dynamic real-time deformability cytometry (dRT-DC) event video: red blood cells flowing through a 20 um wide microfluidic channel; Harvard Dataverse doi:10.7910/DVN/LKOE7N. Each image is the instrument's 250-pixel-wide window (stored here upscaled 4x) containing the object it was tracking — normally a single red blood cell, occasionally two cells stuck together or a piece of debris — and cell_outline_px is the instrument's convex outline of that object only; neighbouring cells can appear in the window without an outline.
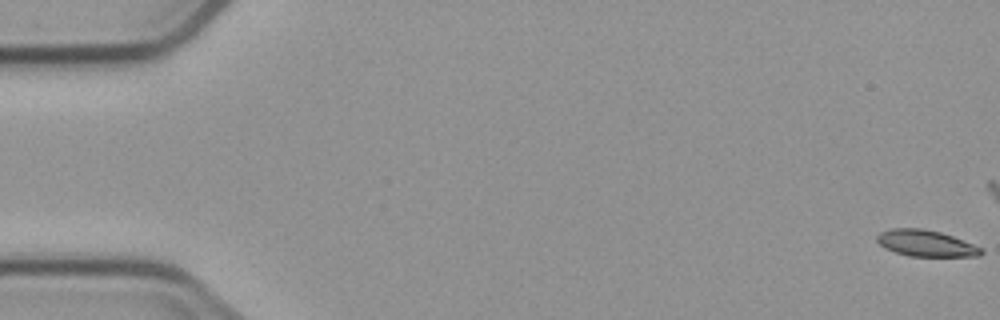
{"species": "common noctule bat (a hibernating species)", "species_latin": "Nyctalus noctula", "temperature_condition": "cold", "stored_images_in_passage": 5, "camera_frame_rate_fps": 3000, "um_per_image_px": 0.085, "animal": {"sex": "male", "body_mass_g": 23.1, "forearm_length_mm": 52.7}, "frame": {"image": 1, "passage_image": 1, "time_ms": 0.0, "image_size_px": [1000, 320], "cell_outline_px": [[984, 252], [980, 256], [908, 256], [884, 248], [876, 240], [876, 236], [880, 232], [892, 228], [920, 228], [940, 232], [952, 236], [972, 244], [980, 248]], "centroid_in_image_um": [78.66, 20.68], "position_along_channel_um": 6.3, "area_um2": 15.84}}